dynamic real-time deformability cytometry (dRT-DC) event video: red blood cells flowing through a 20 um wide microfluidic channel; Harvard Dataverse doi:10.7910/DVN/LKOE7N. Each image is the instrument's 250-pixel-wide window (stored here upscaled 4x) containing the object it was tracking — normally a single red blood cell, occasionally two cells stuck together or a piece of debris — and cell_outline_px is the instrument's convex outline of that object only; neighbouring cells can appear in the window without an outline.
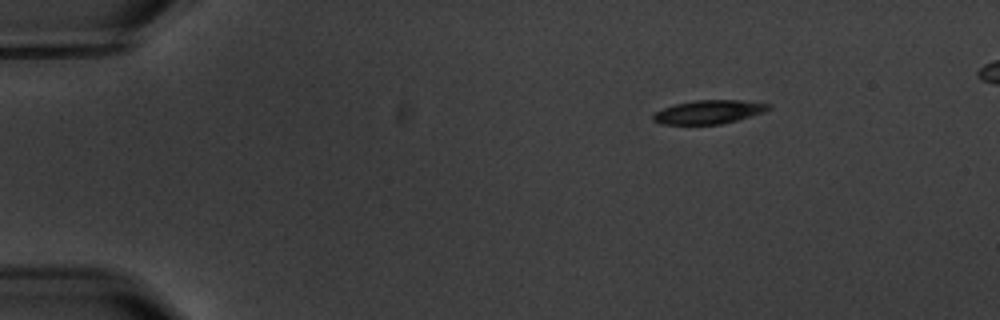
{"species": "common noctule bat (a hibernating species)", "species_latin": "Nyctalus noctula", "temperature_condition": "warm", "stored_images_in_passage": 4, "segment_of_instrument_passage": [1, 2], "camera_frame_rate_fps": 3000, "um_per_image_px": 0.085, "animal": {"sex": "male", "body_mass_g": 20.1, "forearm_length_mm": 53.5}, "frame": {"image": 1, "passage_image": 1, "time_ms": 0.0, "image_size_px": [1000, 320], "cell_outline_px": [[772, 108], [764, 112], [736, 120], [720, 124], [660, 124], [652, 120], [652, 116], [656, 112], [664, 108], [676, 104], [696, 100], [740, 100], [772, 104]], "centroid_in_image_um": [60.27, 9.51], "position_along_channel_um": 24.7, "area_um2": 15.78}}